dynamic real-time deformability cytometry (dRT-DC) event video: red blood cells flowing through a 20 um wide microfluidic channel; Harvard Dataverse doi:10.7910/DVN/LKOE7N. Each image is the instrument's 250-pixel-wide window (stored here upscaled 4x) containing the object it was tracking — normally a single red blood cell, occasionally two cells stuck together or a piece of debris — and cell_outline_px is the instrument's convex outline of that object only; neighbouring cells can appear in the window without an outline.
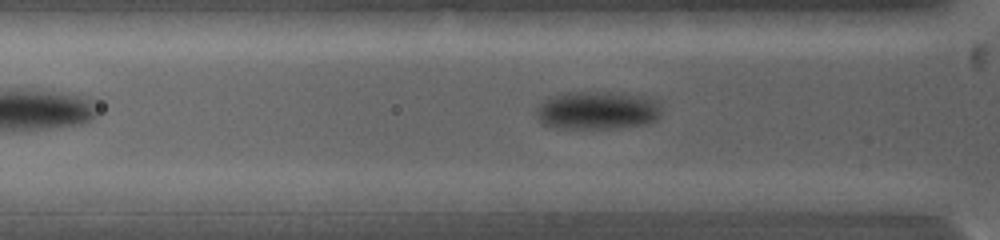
{"species": "common noctule bat (a hibernating species)", "species_latin": "Nyctalus noctula", "temperature_condition": "warm", "stored_images_in_passage": 46, "camera_frame_rate_fps": 5000, "um_per_image_px": 0.085, "animal": {"sex": "female", "body_mass_g": 19.0, "forearm_length_mm": 53.3}, "frame": {"image": 1, "passage_image": 8, "time_ms": 2.6, "image_size_px": [1000, 240], "cell_outline_px": [[660, 116], [656, 120], [644, 124], [620, 128], [560, 128], [540, 124], [536, 116], [536, 108], [548, 96], [556, 92], [620, 92], [644, 96], [660, 100]], "centroid_in_image_um": [50.75, 9.36], "position_along_channel_um": 75.0, "area_um2": 28.55}}
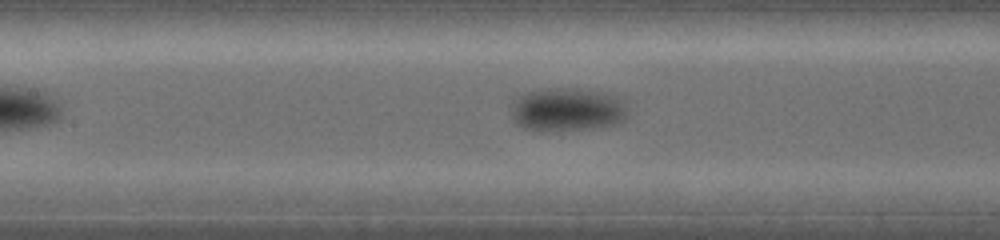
{"frame": {"image": 2, "passage_image": 14, "time_ms": 4.8, "image_size_px": [1000, 240], "cell_outline_px": [[628, 116], [624, 120], [616, 124], [596, 128], [556, 132], [540, 132], [524, 128], [516, 124], [512, 120], [512, 100], [536, 88], [576, 88], [604, 92], [620, 96], [624, 100], [628, 112]], "centroid_in_image_um": [48.23, 9.33], "position_along_channel_um": 159.2, "area_um2": 30.63}}
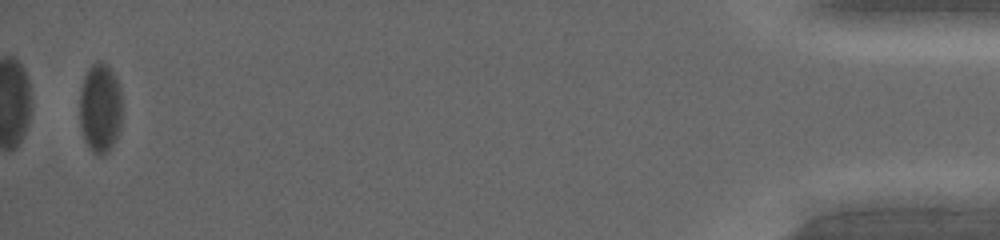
{"frame": {"image": 3, "passage_image": 44, "time_ms": 15.4, "image_size_px": [1000, 240], "cell_outline_px": [[120, 128], [116, 140], [108, 152], [104, 156], [100, 156], [92, 152], [88, 148], [80, 128], [80, 88], [84, 76], [96, 64], [104, 64], [112, 72], [120, 84]], "centroid_in_image_um": [8.5, 9.29], "position_along_channel_um": 426.7, "area_um2": 21.91}}